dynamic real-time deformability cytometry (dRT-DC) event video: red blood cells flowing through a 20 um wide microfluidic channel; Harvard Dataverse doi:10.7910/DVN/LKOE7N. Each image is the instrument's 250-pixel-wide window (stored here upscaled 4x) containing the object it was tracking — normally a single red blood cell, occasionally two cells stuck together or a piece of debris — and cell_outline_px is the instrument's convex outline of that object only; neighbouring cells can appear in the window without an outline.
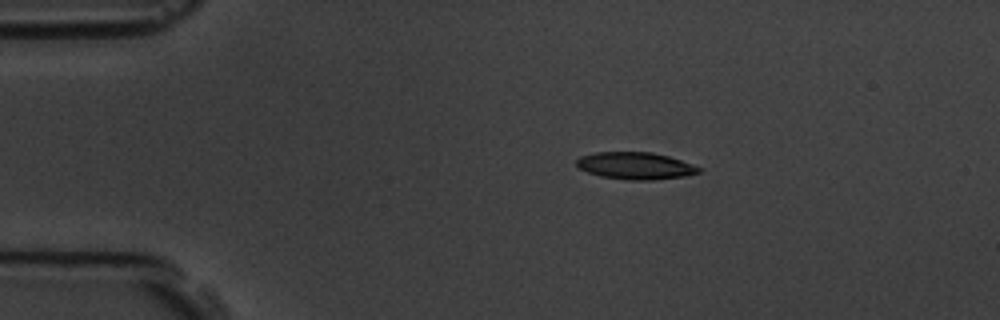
{"species": "common noctule bat (a hibernating species)", "species_latin": "Nyctalus noctula", "temperature_condition": "room temperature", "stored_images_in_passage": 8, "camera_frame_rate_fps": 3000, "um_per_image_px": 0.085, "animal": {"sex": "male", "body_mass_g": 19.5, "forearm_length_mm": 54.6}, "frame": {"image": 1, "passage_image": 3, "time_ms": 2.333, "image_size_px": [1000, 320], "cell_outline_px": [[704, 168], [700, 172], [684, 176], [648, 180], [628, 180], [600, 176], [588, 172], [580, 168], [576, 164], [576, 160], [580, 156], [596, 152], [652, 152], [668, 156]], "centroid_in_image_um": [54.01, 14.08], "position_along_channel_um": 31.0, "area_um2": 19.25}}
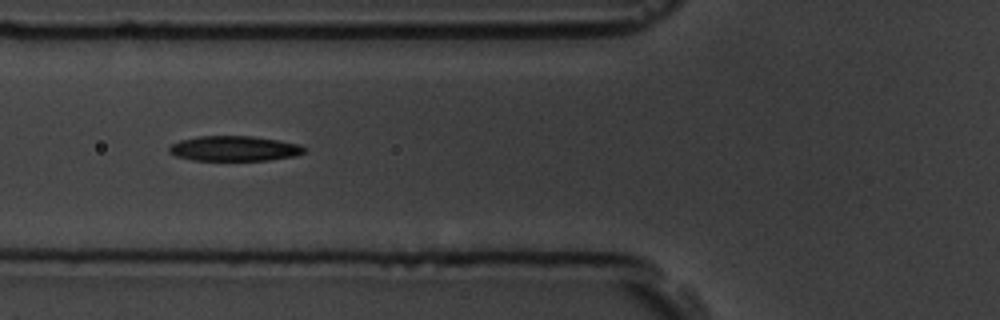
{"frame": {"image": 2, "passage_image": 6, "time_ms": 5.667, "image_size_px": [1000, 320], "cell_outline_px": [[308, 148], [304, 152], [292, 156], [268, 160], [192, 160], [176, 156], [168, 152], [168, 148], [172, 144], [180, 140], [200, 136], [252, 136], [280, 140], [300, 144]], "centroid_in_image_um": [19.92, 12.62], "position_along_channel_um": 105.9, "area_um2": 19.77}}
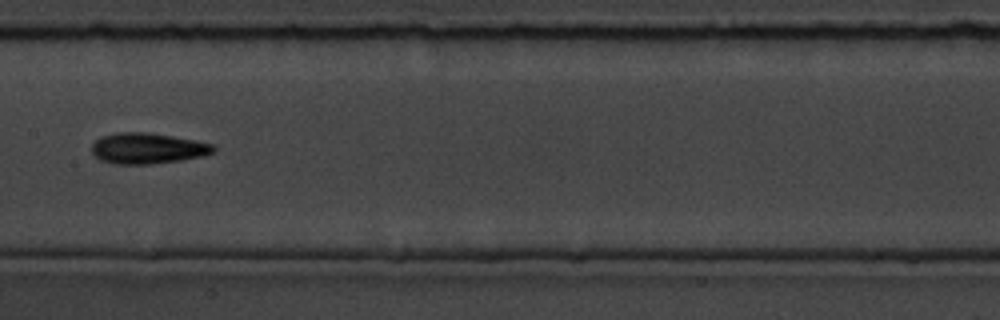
{"frame": {"image": 3, "passage_image": 8, "time_ms": 8.0, "image_size_px": [1000, 320], "cell_outline_px": [[216, 152], [204, 156], [180, 160], [148, 164], [116, 164], [100, 160], [92, 152], [92, 144], [100, 136], [116, 132], [144, 132], [172, 136], [196, 140], [212, 144], [216, 148]], "centroid_in_image_um": [12.55, 12.6], "position_along_channel_um": 194.8, "area_um2": 21.91}}